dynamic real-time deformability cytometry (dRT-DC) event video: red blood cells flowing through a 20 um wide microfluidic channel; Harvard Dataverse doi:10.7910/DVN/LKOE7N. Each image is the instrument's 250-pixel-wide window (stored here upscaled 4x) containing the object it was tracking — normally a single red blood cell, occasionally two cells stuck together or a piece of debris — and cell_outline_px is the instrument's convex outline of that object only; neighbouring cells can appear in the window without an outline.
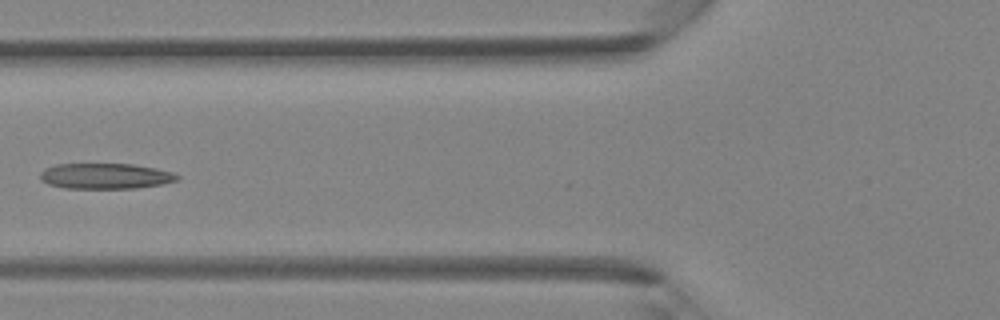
{"species": "Egyptian fruit bat (a non-hibernating species)", "species_latin": "Rousettus aegyptiacus", "temperature_condition": "room temperature", "stored_images_in_passage": 5, "camera_frame_rate_fps": 3000, "um_per_image_px": 0.085, "animal": {"sex": "female"}, "frame": {"image": 1, "passage_image": 5, "time_ms": 4.667, "image_size_px": [1000, 320], "cell_outline_px": [[180, 176], [176, 180], [164, 184], [136, 188], [64, 188], [48, 184], [40, 180], [40, 172], [44, 168], [56, 164], [132, 164], [156, 168], [172, 172]], "centroid_in_image_um": [8.94, 14.96], "position_along_channel_um": 116.9, "area_um2": 20.52}}